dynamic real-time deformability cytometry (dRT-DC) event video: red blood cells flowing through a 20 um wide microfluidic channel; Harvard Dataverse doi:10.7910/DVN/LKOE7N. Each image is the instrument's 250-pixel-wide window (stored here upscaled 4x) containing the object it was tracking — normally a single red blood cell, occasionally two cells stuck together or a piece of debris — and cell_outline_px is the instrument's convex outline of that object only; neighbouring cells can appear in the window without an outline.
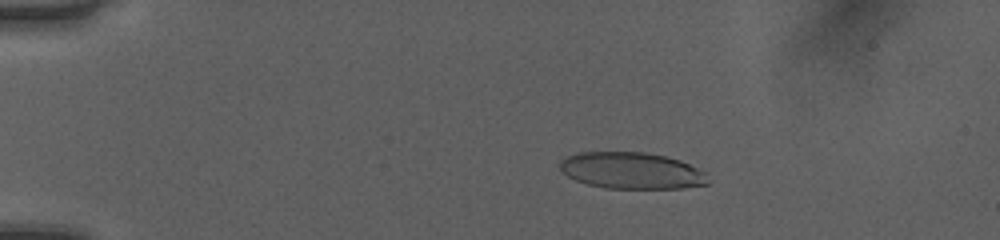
{"species": "human", "species_latin": "Homo sapiens", "temperature_condition": "room temperature", "stored_images_in_passage": 51, "camera_frame_rate_fps": 3000, "um_per_image_px": 0.085, "donor": {"sex": "female"}, "frame": {"image": 1, "passage_image": 10, "time_ms": 3.0, "image_size_px": [1000, 240], "cell_outline_px": [[708, 184], [684, 188], [604, 188], [588, 184], [576, 180], [560, 172], [560, 160], [568, 156], [580, 152], [644, 152], [664, 156], [680, 160], [704, 172], [708, 180]], "centroid_in_image_um": [53.65, 14.5], "position_along_channel_um": 31.3, "area_um2": 31.39}}
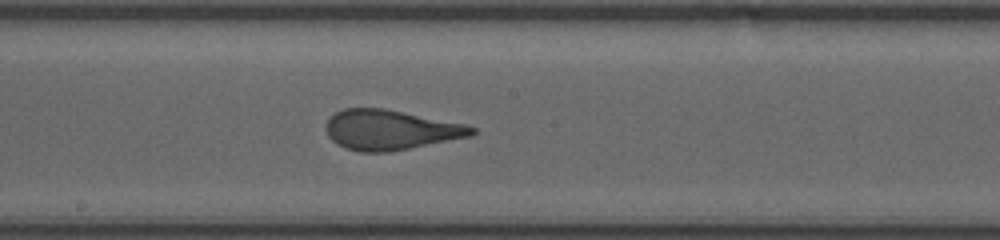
{"frame": {"image": 2, "passage_image": 29, "time_ms": 9.333, "image_size_px": [1000, 240], "cell_outline_px": [[476, 132], [472, 136], [388, 152], [360, 152], [344, 148], [336, 144], [328, 136], [328, 120], [336, 112], [344, 108], [384, 108], [464, 124], [476, 128]], "centroid_in_image_um": [33.19, 11.04], "position_along_channel_um": 215.0, "area_um2": 33.64}}
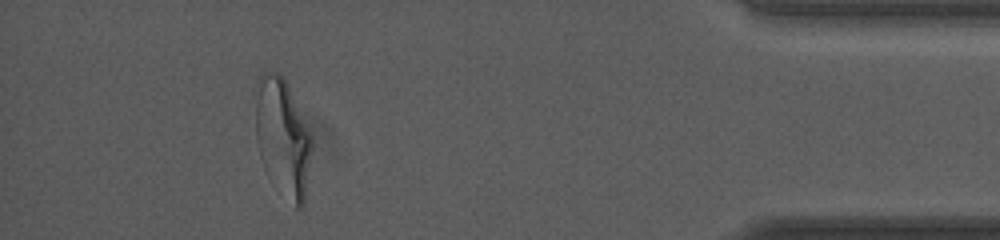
{"frame": {"image": 3, "passage_image": 47, "time_ms": 15.333, "image_size_px": [1000, 240], "cell_outline_px": [[312, 148], [304, 204], [300, 208], [296, 208], [256, 136], [252, 88], [256, 80], [264, 72], [280, 72], [284, 76], [312, 136]], "centroid_in_image_um": [24.05, 11.33], "position_along_channel_um": 411.1, "area_um2": 36.36}, "authors_computed_cell_mechanics": {"area_um2": 34.0442, "velocity_mm_per_s": 4.0618, "shape_relaxation_time_tau1_ms": 5.2429, "shape_relaxation_time_tau2_ms": 0.8187, "deformation_change_tau1": 0.2261, "deformation_change_tau2": 0.1055}}